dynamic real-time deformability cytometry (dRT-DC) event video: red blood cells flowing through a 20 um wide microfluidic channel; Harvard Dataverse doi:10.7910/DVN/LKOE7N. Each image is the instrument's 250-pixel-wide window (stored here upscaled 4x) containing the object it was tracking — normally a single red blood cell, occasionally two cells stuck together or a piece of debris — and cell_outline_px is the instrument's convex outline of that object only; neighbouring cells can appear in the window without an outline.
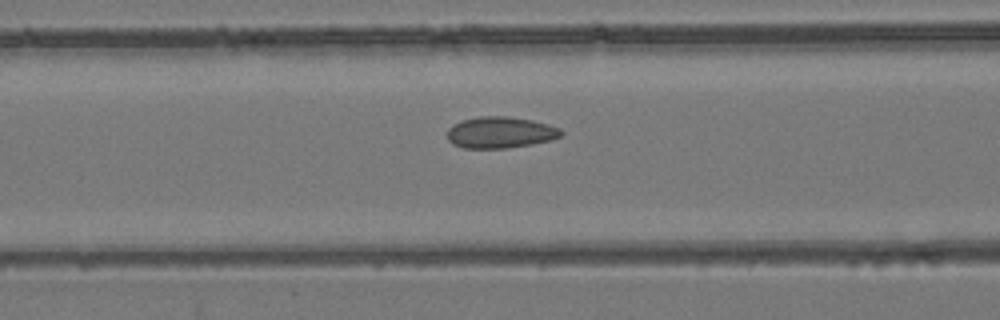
{"species": "common noctule bat (a hibernating species)", "species_latin": "Nyctalus noctula", "temperature_condition": "room temperature", "stored_images_in_passage": 53, "camera_frame_rate_fps": 3000, "um_per_image_px": 0.085, "animal": {"sex": "female", "body_mass_g": 24.6, "forearm_length_mm": 56.2}, "frame": {"image": 1, "passage_image": 22, "time_ms": 7.0, "image_size_px": [1000, 320], "cell_outline_px": [[564, 136], [552, 140], [532, 144], [508, 148], [464, 148], [452, 144], [448, 140], [448, 128], [460, 120], [476, 116], [508, 116], [532, 120], [548, 124], [560, 128], [564, 132]], "centroid_in_image_um": [42.55, 11.25], "position_along_channel_um": 124.0, "area_um2": 21.15}}
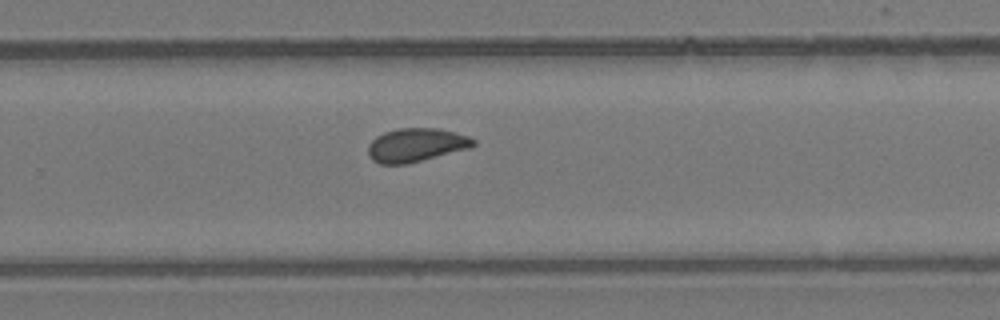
{"frame": {"image": 2, "passage_image": 35, "time_ms": 11.333, "image_size_px": [1000, 320], "cell_outline_px": [[476, 144], [472, 148], [408, 164], [380, 164], [372, 160], [368, 156], [368, 144], [376, 136], [384, 132], [400, 128], [436, 128], [468, 136], [476, 140]], "centroid_in_image_um": [35.37, 12.34], "position_along_channel_um": 294.4, "area_um2": 20.81}}
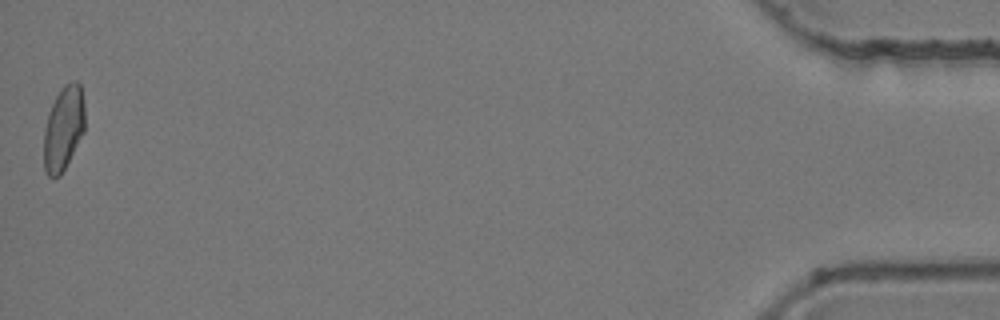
{"frame": {"image": 3, "passage_image": 53, "time_ms": 17.333, "image_size_px": [1000, 320], "cell_outline_px": [[84, 132], [60, 176], [48, 176], [44, 172], [44, 132], [48, 112], [60, 88], [64, 84], [72, 80], [76, 80], [80, 84], [84, 100]], "centroid_in_image_um": [5.4, 10.86], "position_along_channel_um": 429.8, "area_um2": 20.23}, "authors_computed_cell_mechanics": {"area_um2": 20.6924, "velocity_mm_per_s": 3.9435, "shape_relaxation_time_tau1_ms": null, "shape_relaxation_time_tau2_ms": 1.0029, "deformation_change_tau1": null, "deformation_change_tau2": 0.0638}}